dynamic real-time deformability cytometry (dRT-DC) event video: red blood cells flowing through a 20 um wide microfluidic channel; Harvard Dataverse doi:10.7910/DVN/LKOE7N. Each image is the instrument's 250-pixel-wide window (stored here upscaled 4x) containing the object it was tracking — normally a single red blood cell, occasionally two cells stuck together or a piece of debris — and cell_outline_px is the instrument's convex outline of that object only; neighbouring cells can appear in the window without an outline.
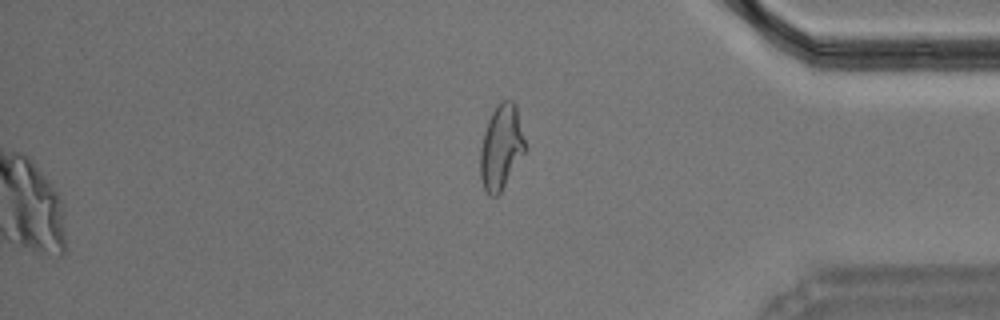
{"species": "Egyptian fruit bat (a non-hibernating species)", "species_latin": "Rousettus aegyptiacus", "temperature_condition": "warm", "stored_images_in_passage": 40, "camera_frame_rate_fps": 3000, "um_per_image_px": 0.085, "animal": {"sex": "male"}, "frame": {"image": 1, "passage_image": 40, "time_ms": 13.0, "image_size_px": [1000, 320], "cell_outline_px": [[524, 152], [500, 192], [496, 196], [488, 196], [484, 188], [480, 176], [480, 148], [484, 132], [488, 120], [492, 112], [500, 100], [512, 100], [516, 104], [524, 140]], "centroid_in_image_um": [42.57, 12.49], "position_along_channel_um": 392.6, "area_um2": 21.73}}